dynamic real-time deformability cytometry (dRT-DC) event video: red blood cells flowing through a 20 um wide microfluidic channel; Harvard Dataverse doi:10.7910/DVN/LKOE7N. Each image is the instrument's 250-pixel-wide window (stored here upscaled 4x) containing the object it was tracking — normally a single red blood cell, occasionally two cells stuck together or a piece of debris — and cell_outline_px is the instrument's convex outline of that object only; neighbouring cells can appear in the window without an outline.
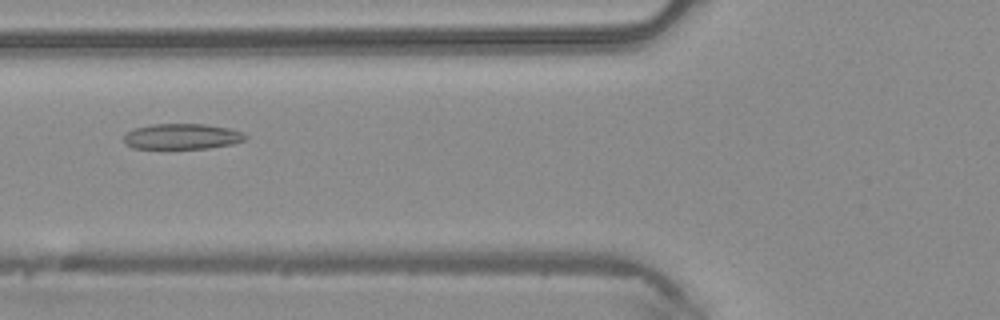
{"species": "common noctule bat (a hibernating species)", "species_latin": "Nyctalus noctula", "temperature_condition": "warm", "stored_images_in_passage": 48, "camera_frame_rate_fps": 3000, "um_per_image_px": 0.085, "animal": {"sex": "male", "body_mass_g": 20.4}, "frame": {"image": 1, "passage_image": 19, "time_ms": 6.0, "image_size_px": [1000, 320], "cell_outline_px": [[248, 136], [244, 140], [232, 144], [208, 148], [132, 148], [124, 140], [124, 136], [132, 128], [152, 124], [204, 124], [228, 128], [240, 132]], "centroid_in_image_um": [15.46, 11.59], "position_along_channel_um": 110.3, "area_um2": 17.92}}
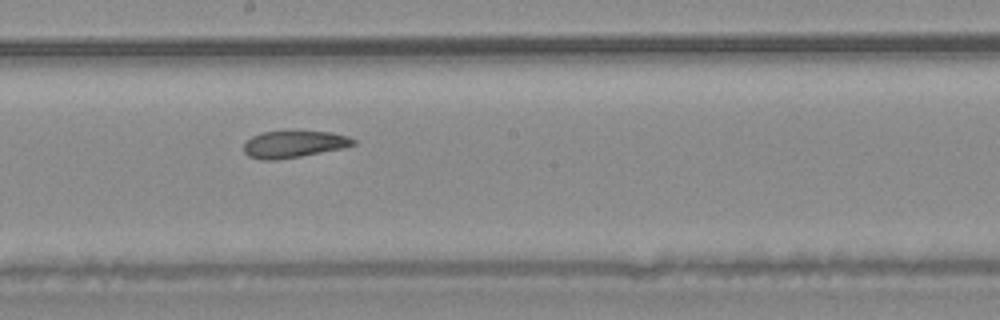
{"frame": {"image": 2, "passage_image": 27, "time_ms": 8.667, "image_size_px": [1000, 320], "cell_outline_px": [[356, 144], [344, 148], [300, 156], [276, 160], [264, 160], [248, 156], [244, 152], [244, 144], [252, 136], [260, 132], [288, 128], [332, 132], [348, 136], [356, 140]], "centroid_in_image_um": [24.99, 12.2], "position_along_channel_um": 223.2, "area_um2": 18.03}}
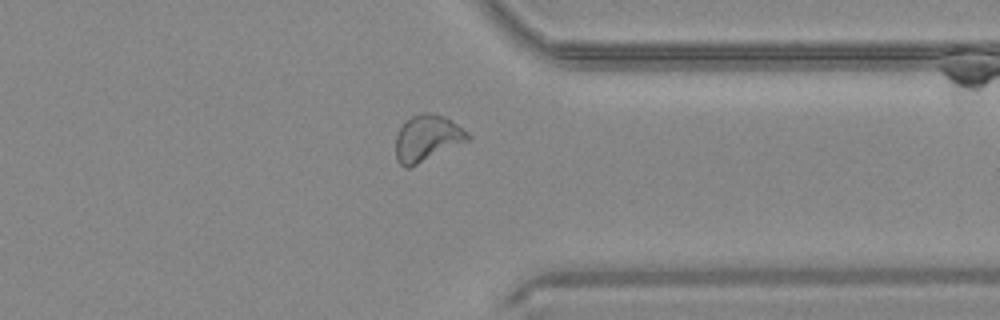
{"frame": {"image": 3, "passage_image": 38, "time_ms": 12.333, "image_size_px": [1000, 320], "cell_outline_px": [[472, 140], [408, 168], [404, 168], [396, 160], [396, 136], [404, 120], [420, 112], [432, 112], [444, 116], [468, 132], [472, 136]], "centroid_in_image_um": [36.32, 11.74], "position_along_channel_um": 375.1, "area_um2": 19.77}, "authors_computed_cell_mechanics": {"area_um2": 19.6231, "velocity_mm_per_s": 4.2197, "shape_relaxation_time_tau1_ms": 9.0283, "shape_relaxation_time_tau2_ms": 2.7694, "deformation_change_tau1": 0.1915, "deformation_change_tau2": 0.104}}